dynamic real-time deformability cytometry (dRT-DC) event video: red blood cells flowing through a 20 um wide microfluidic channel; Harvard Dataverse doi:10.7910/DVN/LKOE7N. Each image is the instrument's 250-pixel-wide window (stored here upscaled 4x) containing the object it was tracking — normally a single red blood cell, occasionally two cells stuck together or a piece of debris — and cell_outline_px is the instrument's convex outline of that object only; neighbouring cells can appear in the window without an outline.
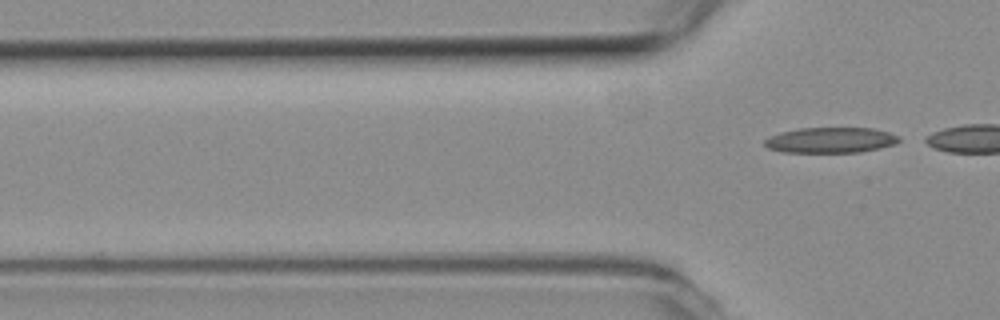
{"species": "common noctule bat (a hibernating species)", "species_latin": "Nyctalus noctula", "temperature_condition": "room temperature", "stored_images_in_passage": 2, "camera_frame_rate_fps": 3000, "um_per_image_px": 0.085, "animal": {"sex": "female", "body_mass_g": 19.3, "forearm_length_mm": 54.1}, "frame": {"image": 1, "passage_image": 2, "time_ms": 0.333, "image_size_px": [1000, 320], "cell_outline_px": [[900, 140], [896, 144], [880, 148], [860, 152], [784, 152], [768, 148], [764, 144], [764, 140], [768, 136], [780, 132], [800, 128], [872, 128], [888, 132], [900, 136]], "centroid_in_image_um": [70.61, 11.91], "position_along_channel_um": 55.2, "area_um2": 20.06}}